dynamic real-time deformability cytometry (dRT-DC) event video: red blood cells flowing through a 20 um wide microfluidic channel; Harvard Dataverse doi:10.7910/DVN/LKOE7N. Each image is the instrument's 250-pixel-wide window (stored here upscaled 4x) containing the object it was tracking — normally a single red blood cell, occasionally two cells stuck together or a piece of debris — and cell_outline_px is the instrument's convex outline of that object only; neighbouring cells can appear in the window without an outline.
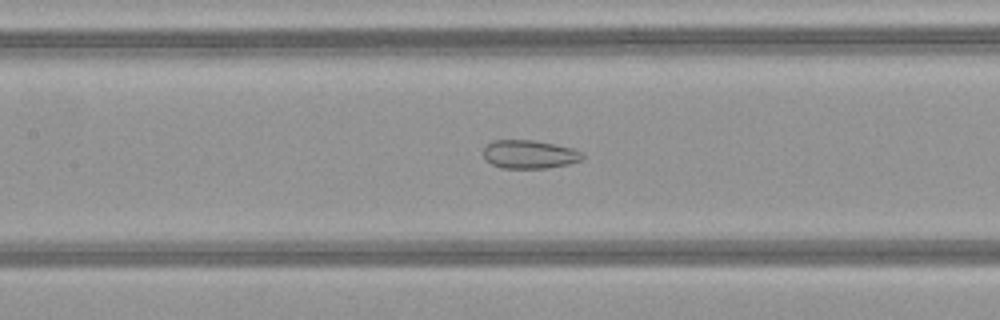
{"species": "common noctule bat (a hibernating species)", "species_latin": "Nyctalus noctula", "temperature_condition": "warm", "stored_images_in_passage": 49, "camera_frame_rate_fps": 3000, "um_per_image_px": 0.085, "animal": {"sex": "female", "body_mass_g": 21.9}, "frame": {"image": 1, "passage_image": 23, "time_ms": 7.333, "image_size_px": [1000, 320], "cell_outline_px": [[584, 160], [568, 164], [548, 168], [500, 168], [484, 160], [484, 148], [492, 140], [532, 140], [572, 148], [584, 152]], "centroid_in_image_um": [45.01, 13.13], "position_along_channel_um": 162.4, "area_um2": 16.53}}
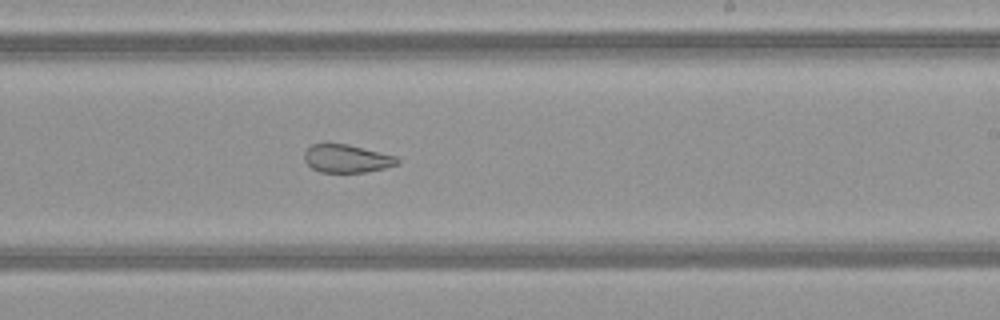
{"frame": {"image": 2, "passage_image": 30, "time_ms": 9.667, "image_size_px": [1000, 320], "cell_outline_px": [[400, 164], [384, 168], [364, 172], [320, 172], [312, 168], [304, 160], [304, 152], [312, 144], [348, 144], [396, 156], [400, 160]], "centroid_in_image_um": [29.49, 13.48], "position_along_channel_um": 259.5, "area_um2": 15.14}}
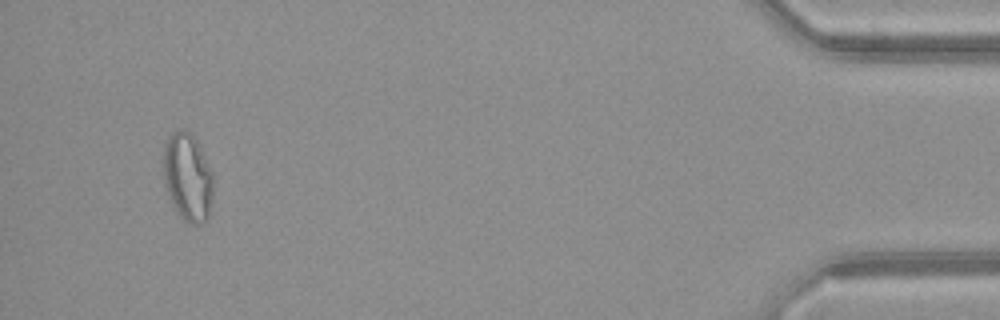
{"frame": {"image": 3, "passage_image": 47, "time_ms": 15.333, "image_size_px": [1000, 320], "cell_outline_px": [[212, 200], [208, 220], [200, 224], [188, 224], [180, 216], [172, 204], [164, 184], [164, 144], [172, 132], [180, 128], [184, 128], [196, 140], [212, 172]], "centroid_in_image_um": [15.95, 15.08], "position_along_channel_um": 419.3, "area_um2": 25.55}, "authors_computed_cell_mechanics": {"area_um2": 22.7732, "velocity_mm_per_s": 4.1816, "shape_relaxation_time_tau1_ms": null, "shape_relaxation_time_tau2_ms": 1.5552, "deformation_change_tau1": null, "deformation_change_tau2": 0.0869}}